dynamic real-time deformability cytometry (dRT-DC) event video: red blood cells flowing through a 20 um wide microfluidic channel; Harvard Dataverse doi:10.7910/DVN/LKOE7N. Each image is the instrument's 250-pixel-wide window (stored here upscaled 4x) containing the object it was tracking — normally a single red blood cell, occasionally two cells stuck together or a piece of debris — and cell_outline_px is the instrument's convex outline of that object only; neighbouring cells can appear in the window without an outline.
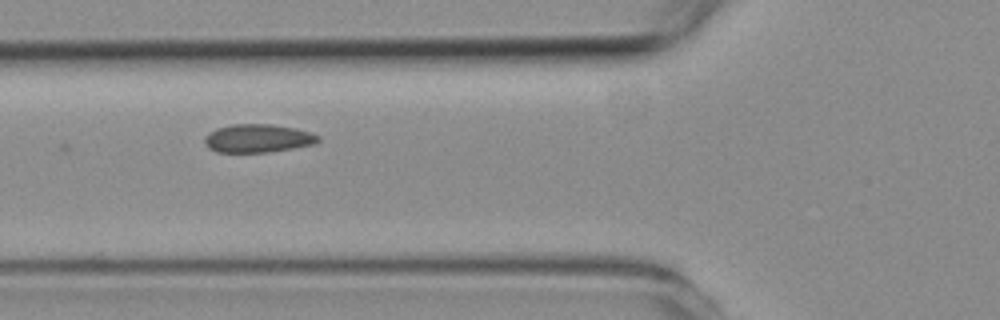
{"species": "common noctule bat (a hibernating species)", "species_latin": "Nyctalus noctula", "temperature_condition": "room temperature", "stored_images_in_passage": 6, "camera_frame_rate_fps": 3000, "um_per_image_px": 0.085, "animal": {"sex": "female", "body_mass_g": 19.3, "forearm_length_mm": 54.1}, "frame": {"image": 1, "passage_image": 2, "time_ms": 1.0, "image_size_px": [1000, 320], "cell_outline_px": [[320, 140], [312, 144], [292, 148], [268, 152], [216, 152], [208, 148], [204, 144], [204, 136], [208, 132], [216, 128], [232, 124], [272, 124], [296, 128], [312, 132], [320, 136]], "centroid_in_image_um": [21.88, 11.75], "position_along_channel_um": 103.9, "area_um2": 18.9}}
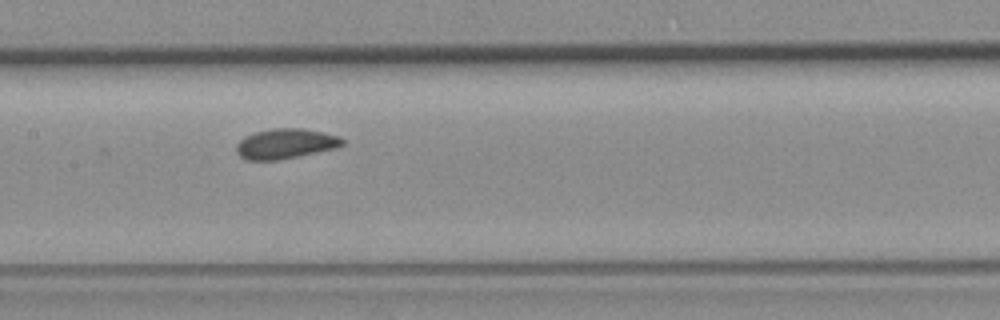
{"frame": {"image": 2, "passage_image": 4, "time_ms": 3.0, "image_size_px": [1000, 320], "cell_outline_px": [[344, 144], [340, 148], [280, 160], [248, 160], [240, 156], [236, 152], [236, 144], [244, 136], [256, 132], [272, 128], [304, 128], [324, 132], [340, 136], [344, 140]], "centroid_in_image_um": [24.32, 12.22], "position_along_channel_um": 183.1, "area_um2": 18.96}}
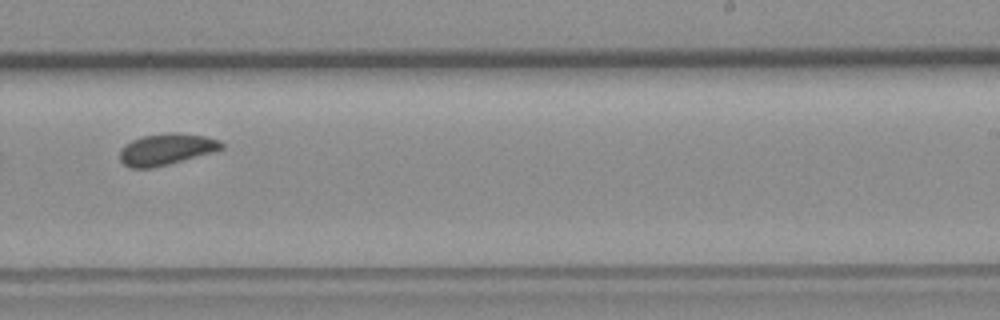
{"frame": {"image": 3, "passage_image": 6, "time_ms": 5.333, "image_size_px": [1000, 320], "cell_outline_px": [[224, 148], [212, 152], [168, 164], [152, 168], [128, 168], [120, 160], [120, 148], [124, 144], [132, 140], [144, 136], [168, 132], [176, 132], [204, 136], [220, 140], [224, 144]], "centroid_in_image_um": [14.11, 12.68], "position_along_channel_um": 274.9, "area_um2": 18.61}}